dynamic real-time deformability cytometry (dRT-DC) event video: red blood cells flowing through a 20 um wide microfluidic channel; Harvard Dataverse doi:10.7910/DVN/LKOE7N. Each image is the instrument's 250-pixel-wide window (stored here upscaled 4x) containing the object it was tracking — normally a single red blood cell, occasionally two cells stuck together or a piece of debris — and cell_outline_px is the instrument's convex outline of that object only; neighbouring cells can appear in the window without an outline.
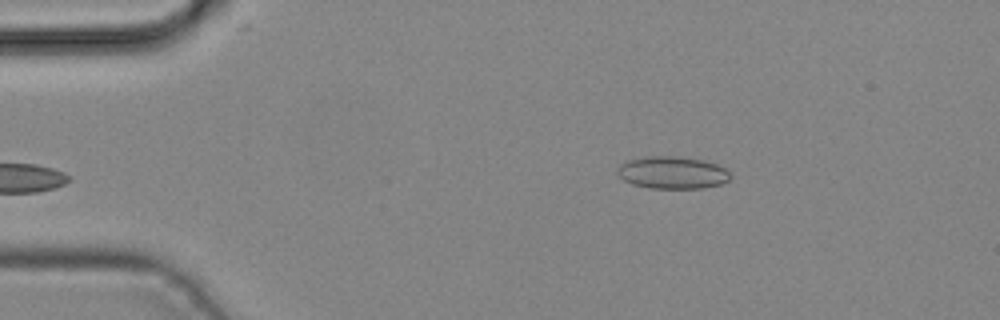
{"species": "common noctule bat (a hibernating species)", "species_latin": "Nyctalus noctula", "temperature_condition": "cold", "stored_images_in_passage": 3, "camera_frame_rate_fps": 3000, "um_per_image_px": 0.085, "animal": {"sex": "male", "body_mass_g": 19.2, "forearm_length_mm": 51.8}, "frame": {"image": 1, "passage_image": 3, "time_ms": 0.667, "image_size_px": [1000, 320], "cell_outline_px": [[732, 176], [728, 180], [720, 184], [704, 188], [648, 188], [632, 184], [624, 180], [616, 172], [616, 168], [620, 164], [628, 160], [648, 156], [680, 156], [704, 160], [716, 164], [724, 168]], "centroid_in_image_um": [57.13, 14.67], "position_along_channel_um": 27.9, "area_um2": 21.39}}